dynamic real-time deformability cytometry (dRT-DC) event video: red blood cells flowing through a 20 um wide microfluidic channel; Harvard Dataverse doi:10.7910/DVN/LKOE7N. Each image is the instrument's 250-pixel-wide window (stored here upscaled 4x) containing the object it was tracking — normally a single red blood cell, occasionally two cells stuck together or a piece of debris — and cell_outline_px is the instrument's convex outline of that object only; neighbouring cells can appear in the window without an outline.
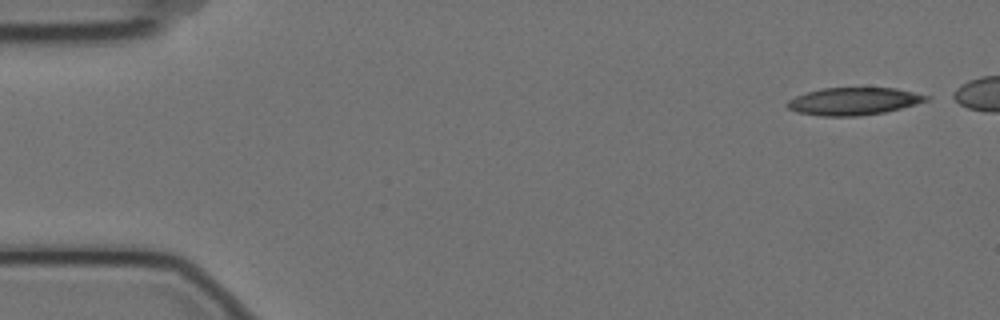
{"species": "Egyptian fruit bat (a non-hibernating species)", "species_latin": "Rousettus aegyptiacus", "temperature_condition": "cold", "stored_images_in_passage": 8, "segment_of_instrument_passage": [1, 2], "camera_frame_rate_fps": 3000, "um_per_image_px": 0.085, "animal": {"sex": "female"}, "frame": {"image": 1, "passage_image": 1, "time_ms": 0.0, "image_size_px": [1000, 320], "cell_outline_px": [[932, 96], [928, 100], [916, 104], [884, 112], [860, 116], [820, 116], [796, 112], [788, 108], [784, 104], [788, 100], [796, 96], [820, 88], [896, 88]], "centroid_in_image_um": [72.54, 8.61], "position_along_channel_um": 12.5, "area_um2": 22.31}}
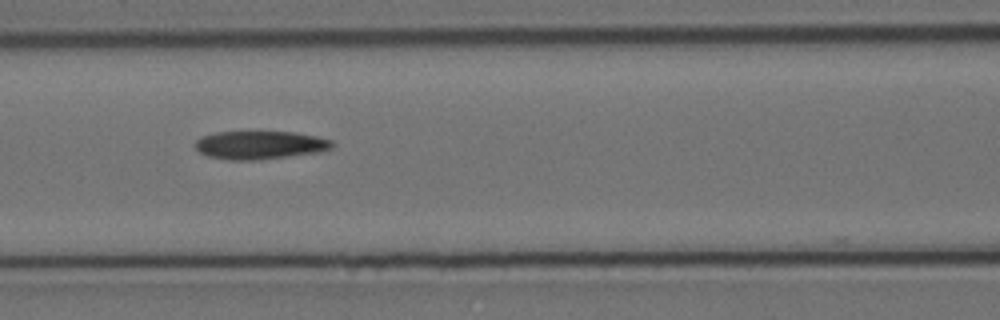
{"frame": {"image": 2, "passage_image": 7, "time_ms": 2.0, "image_size_px": [1000, 320], "cell_outline_px": [[336, 144], [332, 148], [320, 152], [260, 160], [228, 160], [208, 156], [200, 152], [196, 148], [196, 140], [204, 136], [216, 132], [296, 132], [316, 136], [332, 140]], "centroid_in_image_um": [22.15, 12.33], "position_along_channel_um": 144.5, "area_um2": 22.6}}